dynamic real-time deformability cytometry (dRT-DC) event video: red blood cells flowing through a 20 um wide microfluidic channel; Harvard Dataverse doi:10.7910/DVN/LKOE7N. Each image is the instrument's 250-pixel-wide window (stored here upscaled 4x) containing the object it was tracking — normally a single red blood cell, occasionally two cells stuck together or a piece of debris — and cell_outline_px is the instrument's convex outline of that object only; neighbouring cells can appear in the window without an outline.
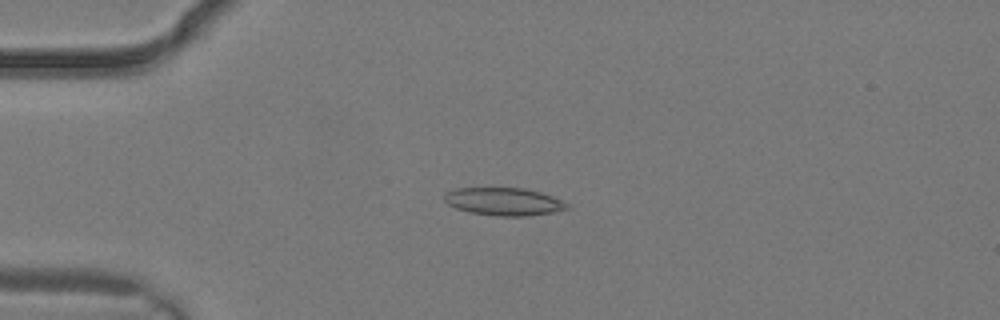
{"species": "common noctule bat (a hibernating species)", "species_latin": "Nyctalus noctula", "temperature_condition": "warm", "stored_images_in_passage": 2, "camera_frame_rate_fps": 3000, "um_per_image_px": 0.085, "animal": {"sex": "male", "body_mass_g": 19.2, "forearm_length_mm": 51.8}, "frame": {"image": 1, "passage_image": 2, "time_ms": 0.333, "image_size_px": [1000, 320], "cell_outline_px": [[568, 208], [552, 212], [528, 216], [496, 216], [468, 212], [456, 208], [448, 204], [444, 200], [444, 192], [456, 188], [524, 188], [540, 192], [552, 196], [568, 204]], "centroid_in_image_um": [42.78, 17.13], "position_along_channel_um": 42.2, "area_um2": 19.83}}